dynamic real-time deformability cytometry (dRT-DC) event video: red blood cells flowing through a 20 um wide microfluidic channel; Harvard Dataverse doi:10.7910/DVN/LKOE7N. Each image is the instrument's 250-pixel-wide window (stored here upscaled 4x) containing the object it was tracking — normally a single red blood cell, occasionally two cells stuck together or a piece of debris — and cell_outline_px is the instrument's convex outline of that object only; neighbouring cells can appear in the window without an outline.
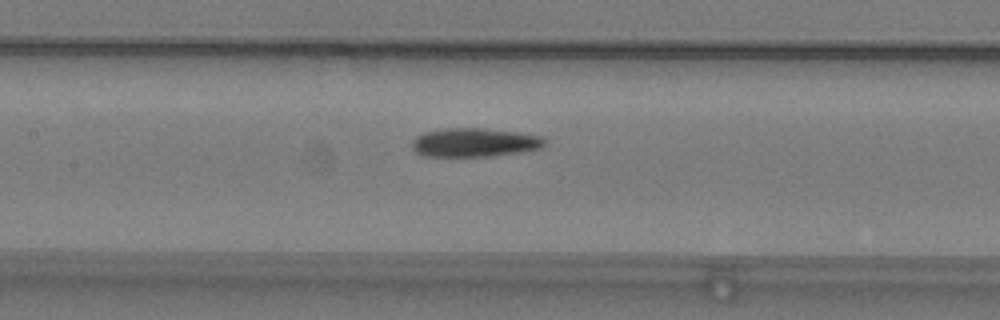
{"species": "common noctule bat (a hibernating species)", "species_latin": "Nyctalus noctula", "temperature_condition": "warm", "stored_images_in_passage": 35, "camera_frame_rate_fps": 3000, "um_per_image_px": 0.085, "animal": {"sex": "male", "body_mass_g": 19.2, "forearm_length_mm": 51.8}, "frame": {"image": 1, "passage_image": 9, "time_ms": 2.667, "image_size_px": [1000, 320], "cell_outline_px": [[548, 144], [540, 148], [520, 152], [492, 156], [428, 156], [416, 152], [412, 148], [412, 140], [416, 136], [424, 132], [448, 128], [484, 128], [516, 132], [540, 136], [548, 140]], "centroid_in_image_um": [40.36, 12.11], "position_along_channel_um": 167.0, "area_um2": 22.25}}
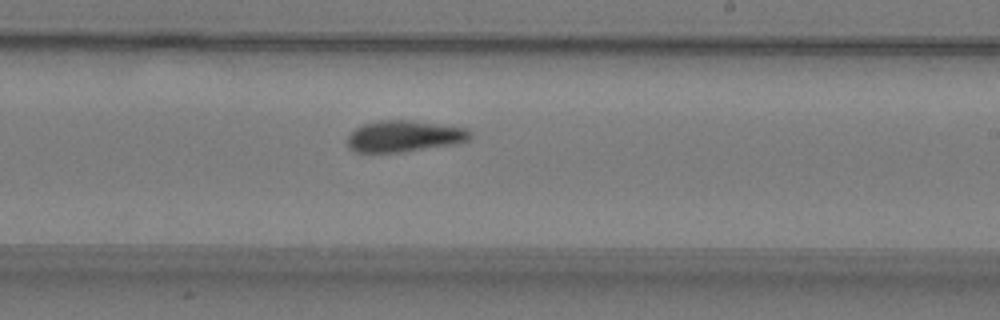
{"frame": {"image": 2, "passage_image": 16, "time_ms": 5.0, "image_size_px": [1000, 320], "cell_outline_px": [[472, 136], [468, 140], [456, 144], [400, 152], [356, 152], [348, 148], [348, 136], [356, 128], [364, 124], [380, 120], [408, 120], [468, 128], [472, 132]], "centroid_in_image_um": [34.38, 11.58], "position_along_channel_um": 254.6, "area_um2": 22.37}}
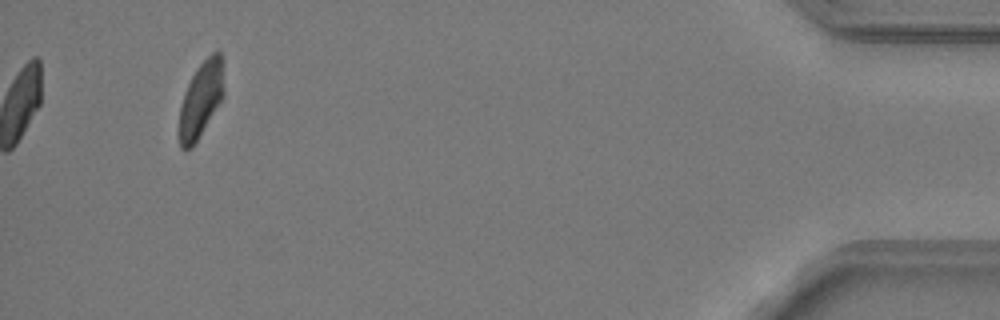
{"frame": {"image": 3, "passage_image": 35, "time_ms": 11.333, "image_size_px": [1000, 320], "cell_outline_px": [[224, 96], [192, 148], [184, 152], [180, 148], [176, 132], [180, 104], [184, 92], [196, 68], [212, 52], [220, 52], [224, 92]], "centroid_in_image_um": [17.0, 8.56], "position_along_channel_um": 418.2, "area_um2": 20.06}, "authors_computed_cell_mechanics": {"area_um2": 21.964, "velocity_mm_per_s": 3.774, "shape_relaxation_time_tau1_ms": null, "shape_relaxation_time_tau2_ms": 4.2494, "deformation_change_tau1": null, "deformation_change_tau2": 0.1041}}